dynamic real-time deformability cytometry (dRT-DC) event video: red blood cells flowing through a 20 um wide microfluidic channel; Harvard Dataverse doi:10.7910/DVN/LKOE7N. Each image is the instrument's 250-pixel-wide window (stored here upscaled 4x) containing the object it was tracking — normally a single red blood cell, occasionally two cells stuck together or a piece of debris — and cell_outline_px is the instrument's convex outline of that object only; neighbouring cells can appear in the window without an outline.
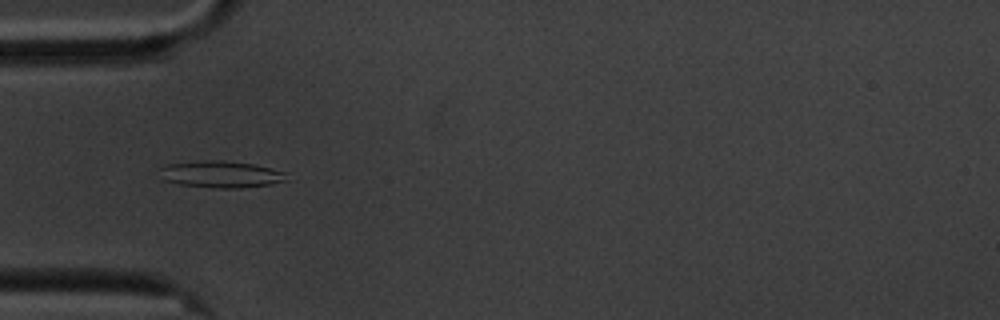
{"species": "common noctule bat (a hibernating species)", "species_latin": "Nyctalus noctula", "temperature_condition": "cold", "stored_images_in_passage": 58, "camera_frame_rate_fps": 3000, "um_per_image_px": 0.085, "animal": {"sex": "male", "body_mass_g": 20.1, "forearm_length_mm": 53.5}, "frame": {"image": 1, "passage_image": 17, "time_ms": 5.333, "image_size_px": [1000, 320], "cell_outline_px": [[288, 180], [268, 184], [240, 188], [216, 188], [180, 184], [164, 180], [160, 168], [168, 164], [196, 160], [224, 160], [252, 164], [288, 172]], "centroid_in_image_um": [18.81, 14.8], "position_along_channel_um": 66.2, "area_um2": 19.77}}
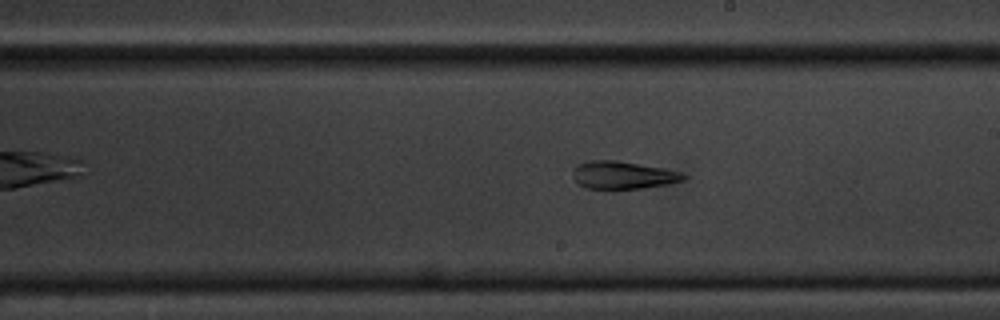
{"frame": {"image": 2, "passage_image": 32, "time_ms": 10.333, "image_size_px": [1000, 320], "cell_outline_px": [[688, 180], [668, 184], [644, 188], [588, 188], [580, 184], [572, 176], [572, 168], [588, 160], [616, 160], [664, 168], [680, 172], [688, 176]], "centroid_in_image_um": [53.0, 14.87], "position_along_channel_um": 236.0, "area_um2": 17.86}}
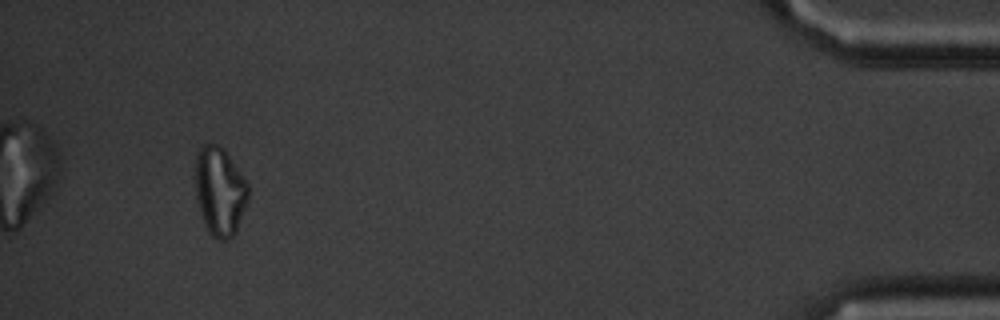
{"frame": {"image": 3, "passage_image": 54, "time_ms": 17.667, "image_size_px": [1000, 320], "cell_outline_px": [[248, 200], [236, 232], [228, 240], [216, 240], [208, 232], [204, 224], [196, 200], [196, 152], [204, 144], [216, 144], [224, 148], [248, 184]], "centroid_in_image_um": [18.68, 16.28], "position_along_channel_um": 416.5, "area_um2": 27.4}, "authors_computed_cell_mechanics": {"area_um2": 21.2415, "velocity_mm_per_s": 3.4002, "shape_relaxation_time_tau1_ms": null, "shape_relaxation_time_tau2_ms": 3.7163, "deformation_change_tau1": null, "deformation_change_tau2": 0.1247}}